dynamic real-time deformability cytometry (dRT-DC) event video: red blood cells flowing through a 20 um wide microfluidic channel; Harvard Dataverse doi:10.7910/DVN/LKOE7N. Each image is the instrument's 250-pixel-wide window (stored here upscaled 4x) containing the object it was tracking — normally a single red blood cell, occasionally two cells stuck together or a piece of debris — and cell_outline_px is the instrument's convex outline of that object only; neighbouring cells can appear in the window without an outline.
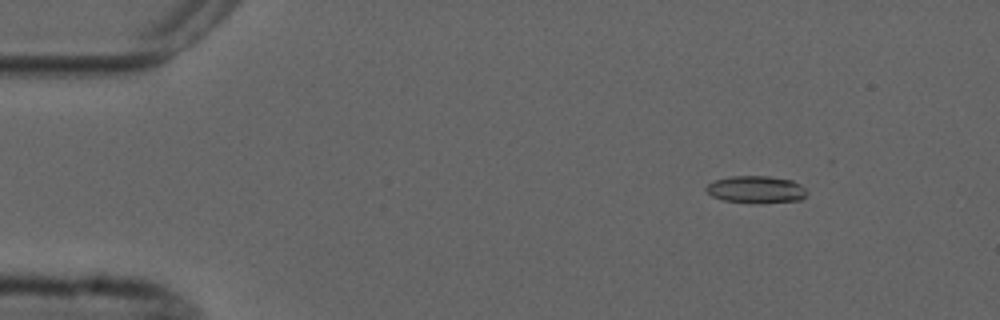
{"species": "common noctule bat (a hibernating species)", "species_latin": "Nyctalus noctula", "temperature_condition": "cold", "stored_images_in_passage": 4, "camera_frame_rate_fps": 3000, "um_per_image_px": 0.085, "animal": {"sex": "male", "forearm_length_mm": 52.5}, "frame": {"image": 1, "passage_image": 2, "time_ms": 1.333, "image_size_px": [1000, 320], "cell_outline_px": [[808, 192], [800, 200], [752, 204], [724, 200], [712, 196], [704, 188], [708, 184], [716, 180], [732, 176], [768, 176], [792, 180], [800, 184]], "centroid_in_image_um": [64.27, 16.12], "position_along_channel_um": 20.7, "area_um2": 16.01}}
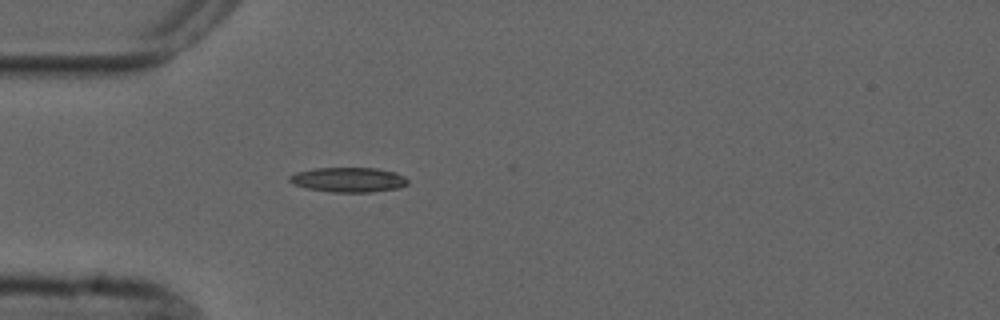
{"frame": {"image": 2, "passage_image": 4, "time_ms": 4.333, "image_size_px": [1000, 320], "cell_outline_px": [[408, 184], [400, 188], [372, 192], [332, 192], [308, 188], [292, 184], [288, 180], [288, 176], [296, 172], [316, 168], [376, 168], [396, 172], [404, 176], [408, 180]], "centroid_in_image_um": [29.63, 15.28], "position_along_channel_um": 55.4, "area_um2": 17.17}}